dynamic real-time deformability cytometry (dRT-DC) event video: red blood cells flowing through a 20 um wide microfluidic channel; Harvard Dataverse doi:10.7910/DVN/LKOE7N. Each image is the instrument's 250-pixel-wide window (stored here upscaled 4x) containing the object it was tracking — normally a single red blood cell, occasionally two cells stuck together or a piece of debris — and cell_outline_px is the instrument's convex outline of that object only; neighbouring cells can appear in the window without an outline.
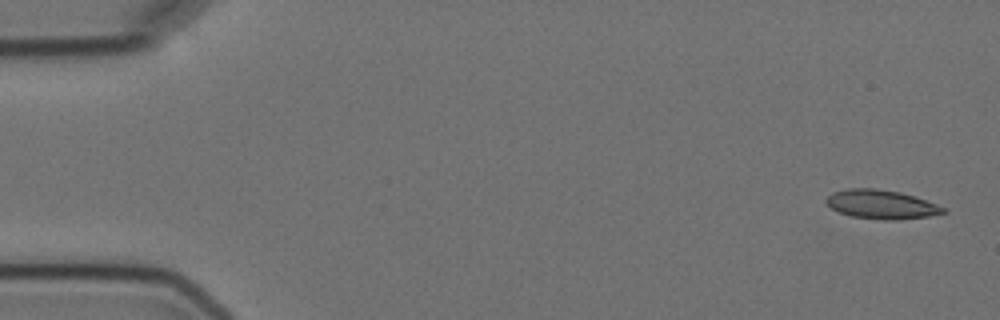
{"species": "Egyptian fruit bat (a non-hibernating species)", "species_latin": "Rousettus aegyptiacus", "temperature_condition": "cold", "stored_images_in_passage": 5, "camera_frame_rate_fps": 3000, "um_per_image_px": 0.085, "animal": {"sex": "female"}, "frame": {"image": 1, "passage_image": 1, "time_ms": 0.0, "image_size_px": [1000, 320], "cell_outline_px": [[948, 212], [928, 216], [896, 220], [880, 220], [852, 216], [840, 212], [832, 208], [824, 200], [832, 192], [848, 188], [876, 188], [900, 192], [948, 208]], "centroid_in_image_um": [74.92, 17.37], "position_along_channel_um": 10.1, "area_um2": 19.71}}
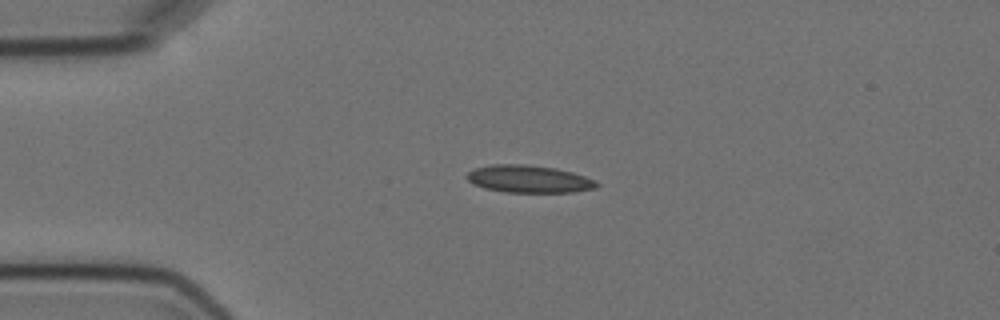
{"frame": {"image": 2, "passage_image": 4, "time_ms": 3.667, "image_size_px": [1000, 320], "cell_outline_px": [[600, 184], [596, 188], [572, 192], [504, 192], [484, 188], [472, 184], [464, 176], [468, 172], [476, 168], [492, 164], [524, 164], [556, 168], [572, 172], [596, 180]], "centroid_in_image_um": [44.94, 15.21], "position_along_channel_um": 40.1, "area_um2": 20.87}}